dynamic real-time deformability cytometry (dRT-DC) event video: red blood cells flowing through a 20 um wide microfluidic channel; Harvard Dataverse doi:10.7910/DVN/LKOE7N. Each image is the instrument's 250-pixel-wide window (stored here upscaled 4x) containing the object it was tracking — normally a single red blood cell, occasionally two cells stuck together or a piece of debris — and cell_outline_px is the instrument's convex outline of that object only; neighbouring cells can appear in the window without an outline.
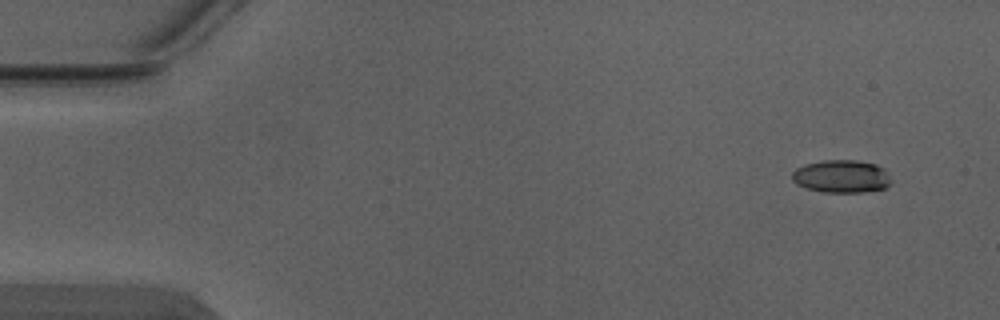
{"species": "Egyptian fruit bat (a non-hibernating species)", "species_latin": "Rousettus aegyptiacus", "temperature_condition": "warm", "stored_images_in_passage": 5, "camera_frame_rate_fps": 3000, "um_per_image_px": 0.085, "animal": {"sex": "male"}, "frame": {"image": 1, "passage_image": 1, "time_ms": 0.0, "image_size_px": [1000, 320], "cell_outline_px": [[892, 184], [884, 188], [864, 192], [824, 192], [808, 188], [796, 184], [792, 180], [792, 172], [796, 168], [804, 164], [824, 160], [856, 160], [876, 164], [884, 168], [892, 180]], "centroid_in_image_um": [71.54, 14.98], "position_along_channel_um": 13.5, "area_um2": 19.07}}
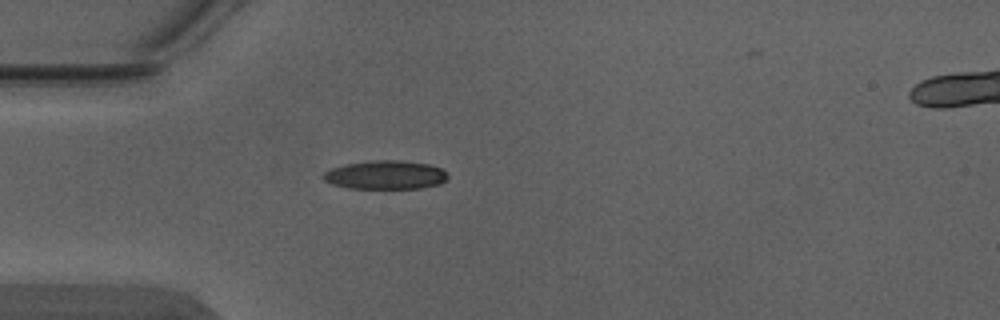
{"frame": {"image": 2, "passage_image": 4, "time_ms": 1.0, "image_size_px": [1000, 320], "cell_outline_px": [[448, 176], [440, 184], [420, 188], [348, 188], [332, 184], [324, 180], [320, 176], [324, 172], [332, 168], [344, 164], [372, 160], [400, 160], [428, 164], [440, 168], [448, 172]], "centroid_in_image_um": [32.74, 14.86], "position_along_channel_um": 52.3, "area_um2": 20.87}}